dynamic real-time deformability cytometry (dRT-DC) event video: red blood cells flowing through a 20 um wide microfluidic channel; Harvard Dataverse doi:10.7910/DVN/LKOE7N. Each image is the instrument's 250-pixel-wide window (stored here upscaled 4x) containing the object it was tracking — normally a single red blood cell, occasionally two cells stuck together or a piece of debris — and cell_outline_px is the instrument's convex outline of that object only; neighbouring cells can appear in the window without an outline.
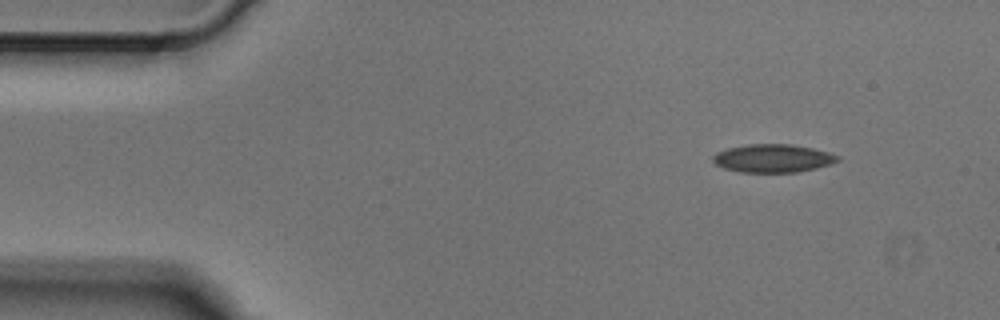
{"species": "Egyptian fruit bat (a non-hibernating species)", "species_latin": "Rousettus aegyptiacus", "temperature_condition": "cold", "stored_images_in_passage": 3, "camera_frame_rate_fps": 3000, "um_per_image_px": 0.085, "animal": {"sex": "male"}, "frame": {"image": 1, "passage_image": 1, "time_ms": 0.0, "image_size_px": [1000, 320], "cell_outline_px": [[840, 160], [832, 164], [816, 168], [796, 172], [740, 172], [724, 168], [716, 164], [712, 160], [712, 156], [716, 152], [728, 148], [748, 144], [792, 144], [812, 148], [828, 152], [840, 156]], "centroid_in_image_um": [65.7, 13.45], "position_along_channel_um": 19.3, "area_um2": 20.52}}